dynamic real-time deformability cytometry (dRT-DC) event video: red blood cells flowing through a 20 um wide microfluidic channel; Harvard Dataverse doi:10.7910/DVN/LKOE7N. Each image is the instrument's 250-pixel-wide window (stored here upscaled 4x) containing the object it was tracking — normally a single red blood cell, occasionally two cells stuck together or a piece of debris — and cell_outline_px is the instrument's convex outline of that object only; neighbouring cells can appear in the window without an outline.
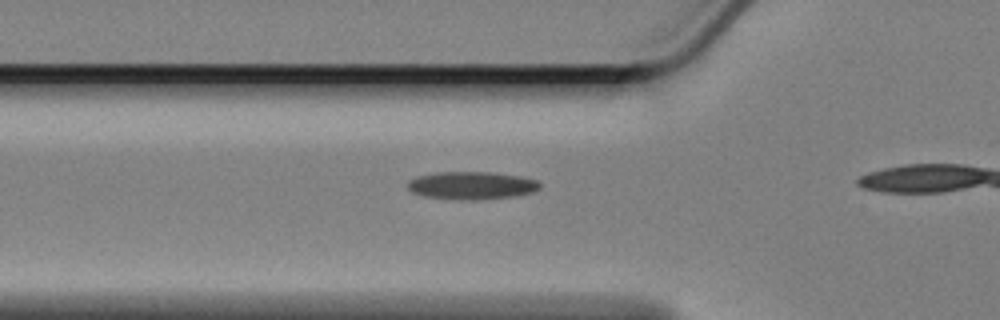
{"species": "Egyptian fruit bat (a non-hibernating species)", "species_latin": "Rousettus aegyptiacus", "temperature_condition": "cold", "stored_images_in_passage": 18, "camera_frame_rate_fps": 3000, "um_per_image_px": 0.085, "animal": {"sex": "female"}, "frame": {"image": 1, "passage_image": 13, "time_ms": 4.0, "image_size_px": [1000, 320], "cell_outline_px": [[540, 188], [532, 192], [512, 196], [476, 200], [452, 200], [424, 196], [412, 192], [408, 188], [408, 180], [416, 176], [436, 172], [492, 172], [520, 176], [536, 180], [540, 184]], "centroid_in_image_um": [40.04, 15.76], "position_along_channel_um": 85.8, "area_um2": 21.5}}
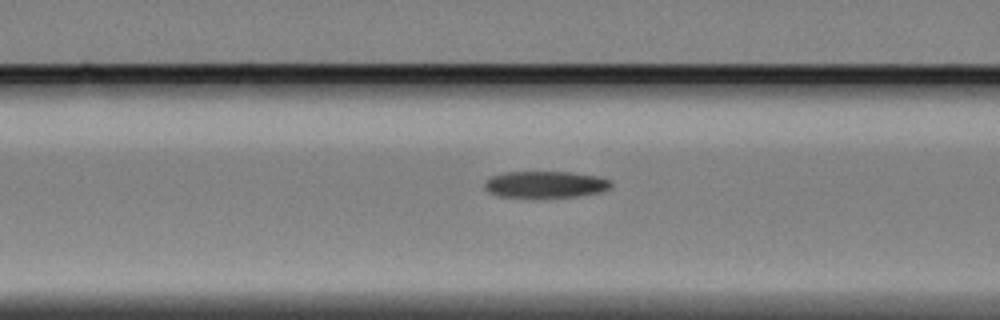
{"frame": {"image": 2, "passage_image": 16, "time_ms": 5.0, "image_size_px": [1000, 320], "cell_outline_px": [[612, 188], [604, 192], [576, 196], [500, 196], [488, 192], [484, 188], [484, 180], [492, 176], [504, 172], [572, 172], [600, 176], [612, 180]], "centroid_in_image_um": [46.42, 15.65], "position_along_channel_um": 120.2, "area_um2": 19.65}}